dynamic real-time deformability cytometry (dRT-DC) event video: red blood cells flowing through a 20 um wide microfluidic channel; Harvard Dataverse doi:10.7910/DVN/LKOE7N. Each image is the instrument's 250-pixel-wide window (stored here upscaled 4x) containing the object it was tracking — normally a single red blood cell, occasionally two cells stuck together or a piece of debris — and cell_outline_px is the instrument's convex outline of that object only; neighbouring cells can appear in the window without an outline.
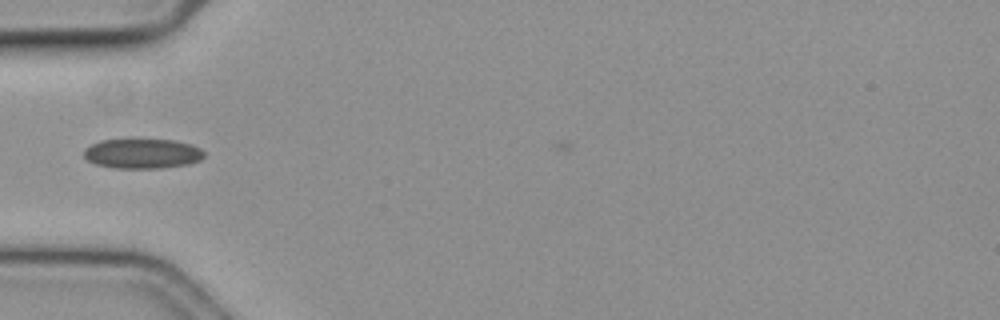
{"species": "common noctule bat (a hibernating species)", "species_latin": "Nyctalus noctula", "temperature_condition": "cold", "stored_images_in_passage": 4, "camera_frame_rate_fps": 3000, "um_per_image_px": 0.085, "animal": {"sex": "female", "body_mass_g": 19.3, "forearm_length_mm": 54.1}, "frame": {"image": 1, "passage_image": 2, "time_ms": 0.333, "image_size_px": [1000, 320], "cell_outline_px": [[204, 156], [200, 160], [188, 164], [164, 168], [116, 168], [96, 164], [88, 160], [84, 156], [84, 148], [100, 140], [172, 140], [192, 144], [200, 148], [204, 152]], "centroid_in_image_um": [12.12, 13.06], "position_along_channel_um": 72.9, "area_um2": 20.81}}